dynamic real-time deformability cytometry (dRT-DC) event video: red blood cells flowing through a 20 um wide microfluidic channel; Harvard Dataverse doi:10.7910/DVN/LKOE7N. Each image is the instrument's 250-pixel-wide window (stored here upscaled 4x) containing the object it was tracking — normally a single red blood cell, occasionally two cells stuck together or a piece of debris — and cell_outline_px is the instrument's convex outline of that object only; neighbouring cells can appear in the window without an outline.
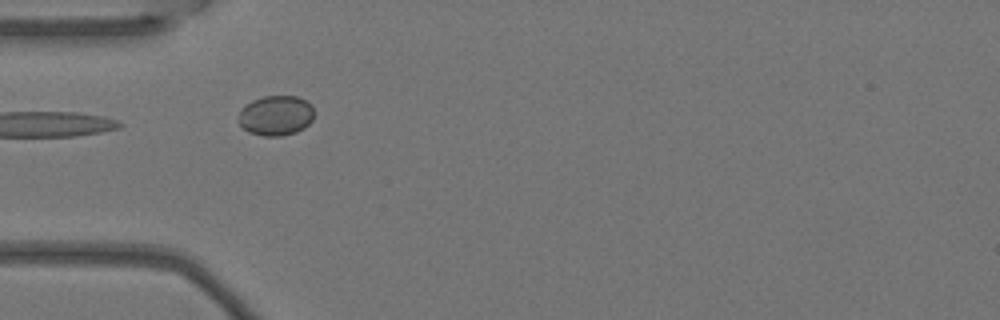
{"species": "Egyptian fruit bat (a non-hibernating species)", "species_latin": "Rousettus aegyptiacus", "temperature_condition": "warm", "stored_images_in_passage": 6, "camera_frame_rate_fps": 3000, "um_per_image_px": 0.085, "animal": {"sex": "female"}, "frame": {"image": 1, "passage_image": 5, "time_ms": 1.333, "image_size_px": [1000, 320], "cell_outline_px": [[316, 112], [312, 120], [304, 128], [296, 132], [280, 136], [264, 136], [248, 132], [236, 120], [240, 108], [252, 100], [264, 96], [296, 96], [312, 104]], "centroid_in_image_um": [23.44, 9.81], "position_along_channel_um": 61.6, "area_um2": 17.98}}